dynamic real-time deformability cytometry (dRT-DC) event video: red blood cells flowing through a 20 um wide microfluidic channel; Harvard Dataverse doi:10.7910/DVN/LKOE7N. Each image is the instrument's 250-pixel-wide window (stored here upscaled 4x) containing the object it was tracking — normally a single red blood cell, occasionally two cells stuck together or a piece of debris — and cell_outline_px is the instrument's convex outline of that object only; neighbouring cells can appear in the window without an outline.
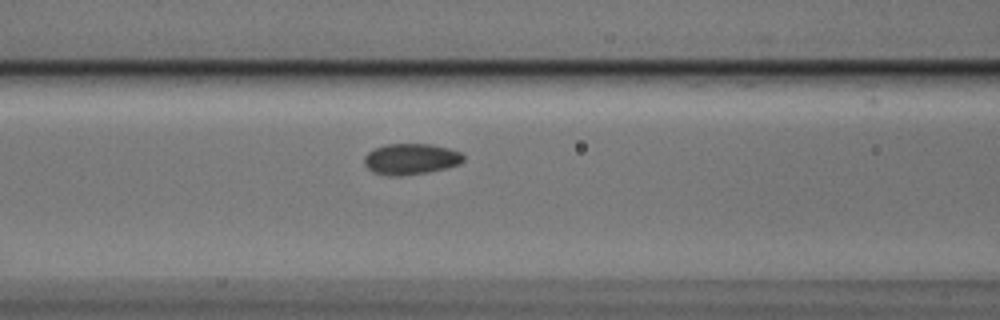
{"species": "Egyptian fruit bat (a non-hibernating species)", "species_latin": "Rousettus aegyptiacus", "temperature_condition": "cold", "stored_images_in_passage": 24, "camera_frame_rate_fps": 3000, "um_per_image_px": 0.085, "animal": {"sex": "male"}, "frame": {"image": 1, "passage_image": 3, "time_ms": 0.667, "image_size_px": [1000, 320], "cell_outline_px": [[464, 160], [460, 164], [428, 172], [400, 176], [388, 176], [372, 172], [364, 164], [364, 156], [368, 152], [384, 144], [432, 144], [448, 148], [460, 152], [464, 156]], "centroid_in_image_um": [34.9, 13.52], "position_along_channel_um": 131.7, "area_um2": 17.98}}
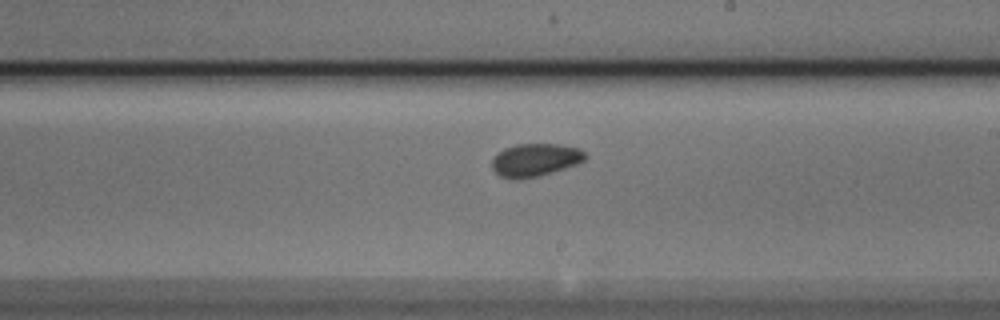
{"frame": {"image": 2, "passage_image": 12, "time_ms": 3.667, "image_size_px": [1000, 320], "cell_outline_px": [[588, 156], [580, 164], [540, 176], [500, 176], [492, 168], [492, 160], [504, 148], [516, 144], [560, 144], [580, 148]], "centroid_in_image_um": [45.59, 13.55], "position_along_channel_um": 243.4, "area_um2": 17.51}}
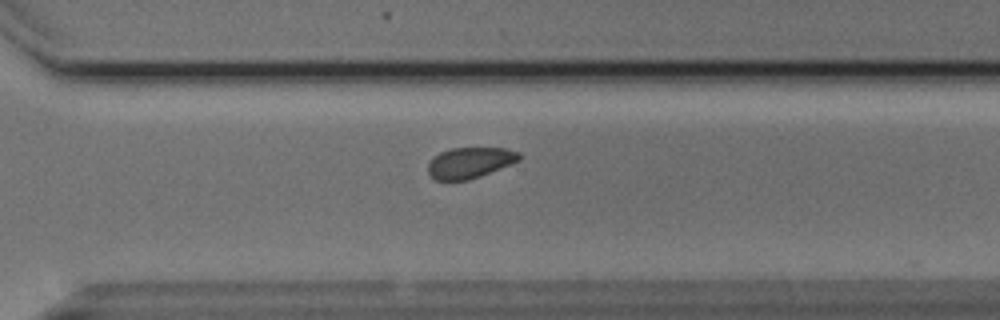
{"frame": {"image": 3, "passage_image": 19, "time_ms": 6.0, "image_size_px": [1000, 320], "cell_outline_px": [[520, 160], [480, 176], [468, 180], [436, 180], [428, 172], [428, 164], [440, 152], [452, 148], [504, 148], [520, 152]], "centroid_in_image_um": [39.95, 13.82], "position_along_channel_um": 330.6, "area_um2": 16.13}}